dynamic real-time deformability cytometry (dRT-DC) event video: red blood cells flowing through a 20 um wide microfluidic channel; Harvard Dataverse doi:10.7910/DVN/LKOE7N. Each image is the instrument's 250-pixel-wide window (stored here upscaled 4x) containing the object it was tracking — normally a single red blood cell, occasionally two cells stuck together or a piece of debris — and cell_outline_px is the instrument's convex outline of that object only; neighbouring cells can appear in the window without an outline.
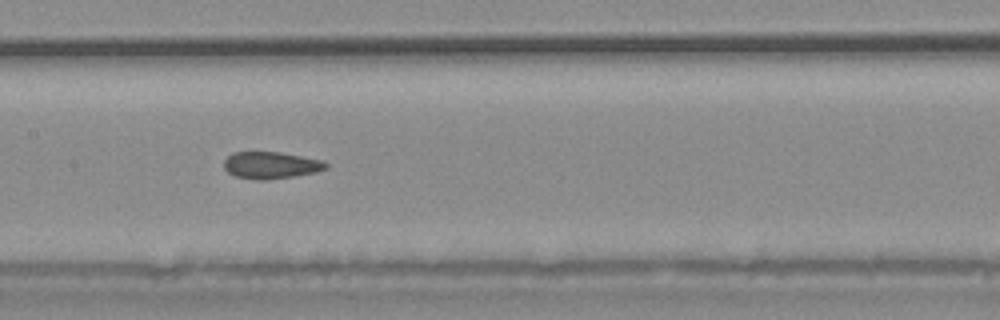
{"species": "common noctule bat (a hibernating species)", "species_latin": "Nyctalus noctula", "temperature_condition": "warm", "stored_images_in_passage": 29, "camera_frame_rate_fps": 3000, "um_per_image_px": 0.085, "animal": {"sex": "male", "body_mass_g": 20.4}, "frame": {"image": 1, "passage_image": 9, "time_ms": 2.667, "image_size_px": [1000, 320], "cell_outline_px": [[328, 168], [316, 172], [292, 176], [264, 180], [256, 180], [236, 176], [228, 172], [224, 168], [224, 160], [232, 152], [280, 152], [324, 160], [328, 164]], "centroid_in_image_um": [23.04, 14.03], "position_along_channel_um": 184.4, "area_um2": 16.01}}